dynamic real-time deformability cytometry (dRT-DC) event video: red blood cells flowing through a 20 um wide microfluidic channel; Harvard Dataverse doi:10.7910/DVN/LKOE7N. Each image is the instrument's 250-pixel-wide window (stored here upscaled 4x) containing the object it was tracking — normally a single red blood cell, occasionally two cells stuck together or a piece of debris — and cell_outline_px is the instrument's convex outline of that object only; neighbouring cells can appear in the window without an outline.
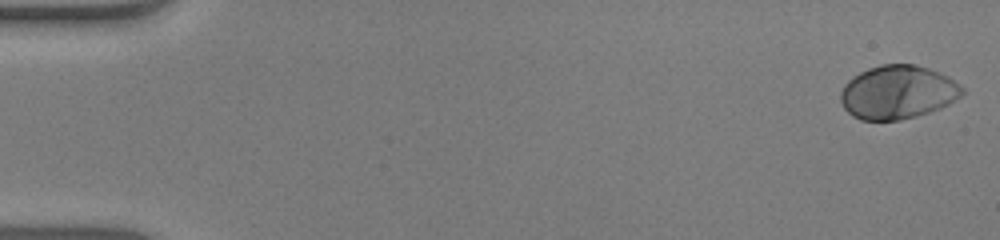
{"species": "human", "species_latin": "Homo sapiens", "temperature_condition": "warm", "stored_images_in_passage": 53, "camera_frame_rate_fps": 3000, "um_per_image_px": 0.085, "donor": {"sex": "male"}, "frame": {"image": 1, "passage_image": 1, "time_ms": 0.0, "image_size_px": [1000, 240], "cell_outline_px": [[964, 92], [960, 96], [948, 104], [940, 108], [916, 116], [900, 120], [860, 120], [852, 116], [844, 108], [840, 100], [840, 92], [844, 84], [848, 80], [860, 72], [868, 68], [880, 64], [916, 64], [928, 68], [948, 76], [960, 84], [964, 88]], "centroid_in_image_um": [76.29, 7.83], "position_along_channel_um": 8.7, "area_um2": 38.09}}
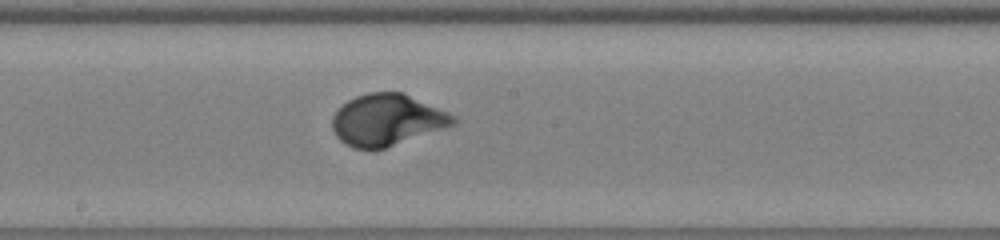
{"frame": {"image": 2, "passage_image": 29, "time_ms": 9.333, "image_size_px": [1000, 240], "cell_outline_px": [[456, 124], [448, 128], [384, 148], [352, 148], [344, 144], [336, 136], [332, 128], [332, 116], [348, 100], [356, 96], [368, 92], [404, 92], [448, 112], [456, 116]], "centroid_in_image_um": [32.92, 10.19], "position_along_channel_um": 215.3, "area_um2": 36.41}}
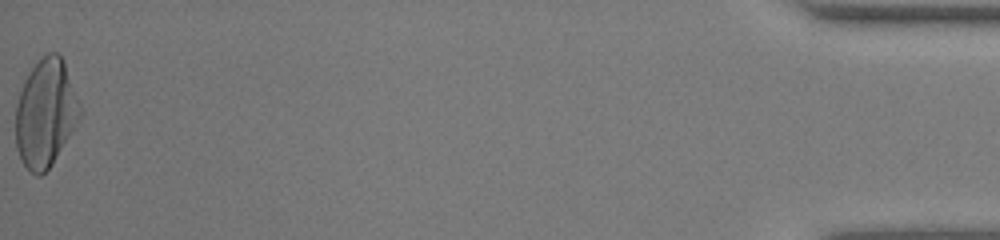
{"frame": {"image": 3, "passage_image": 53, "time_ms": 17.333, "image_size_px": [1000, 240], "cell_outline_px": [[84, 112], [52, 164], [40, 176], [36, 176], [24, 164], [16, 148], [16, 104], [24, 80], [32, 68], [48, 52], [56, 52], [64, 60]], "centroid_in_image_um": [3.9, 9.6], "position_along_channel_um": 431.3, "area_um2": 40.29}}